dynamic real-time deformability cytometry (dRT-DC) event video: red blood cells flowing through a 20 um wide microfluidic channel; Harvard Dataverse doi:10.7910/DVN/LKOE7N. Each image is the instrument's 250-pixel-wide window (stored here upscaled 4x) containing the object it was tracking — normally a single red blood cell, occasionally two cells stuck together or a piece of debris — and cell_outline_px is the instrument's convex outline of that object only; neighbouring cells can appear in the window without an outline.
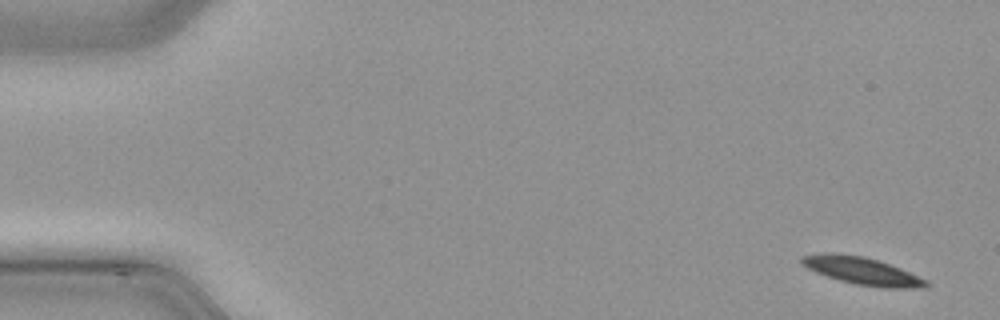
{"species": "common noctule bat (a hibernating species)", "species_latin": "Nyctalus noctula", "temperature_condition": "cold", "stored_images_in_passage": 50, "camera_frame_rate_fps": 3000, "um_per_image_px": 0.085, "animal": {"sex": "male", "body_mass_g": 21.5, "forearm_length_mm": 52.0}, "frame": {"image": 1, "passage_image": 3, "time_ms": 0.667, "image_size_px": [1000, 320], "cell_outline_px": [[932, 284], [928, 288], [880, 288], [856, 284], [840, 280], [816, 272], [800, 264], [800, 256], [824, 252], [828, 252], [864, 256], [900, 268], [928, 280]], "centroid_in_image_um": [73.31, 23.03], "position_along_channel_um": 11.7, "area_um2": 20.06}}
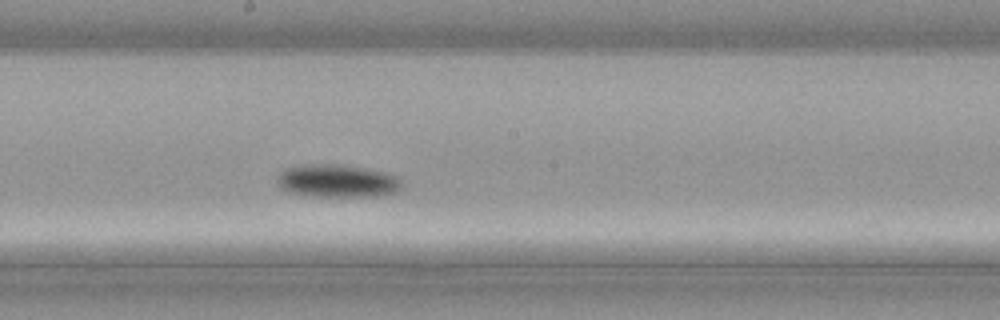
{"frame": {"image": 2, "passage_image": 28, "time_ms": 9.0, "image_size_px": [1000, 320], "cell_outline_px": [[400, 188], [396, 192], [376, 196], [308, 196], [288, 192], [280, 188], [276, 184], [276, 176], [284, 168], [328, 164], [360, 168], [384, 172], [400, 180]], "centroid_in_image_um": [28.57, 15.41], "position_along_channel_um": 219.6, "area_um2": 23.29}}
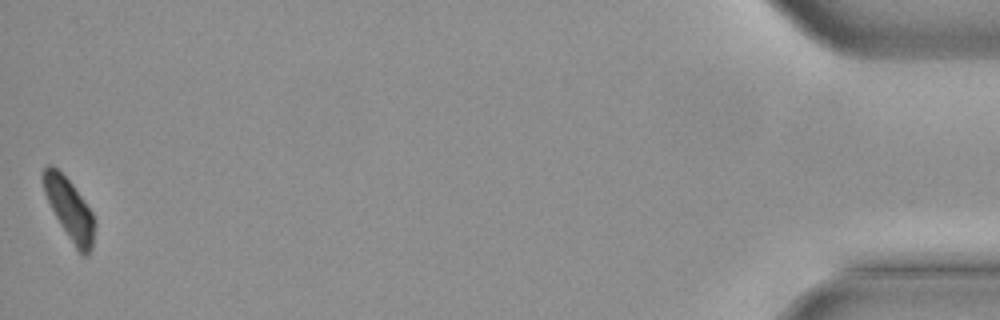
{"frame": {"image": 3, "passage_image": 50, "time_ms": 16.333, "image_size_px": [1000, 320], "cell_outline_px": [[96, 224], [92, 248], [88, 256], [80, 256], [56, 216], [44, 192], [44, 168], [48, 164], [52, 164], [72, 184], [92, 212]], "centroid_in_image_um": [5.96, 17.85], "position_along_channel_um": 429.2, "area_um2": 17.92}}